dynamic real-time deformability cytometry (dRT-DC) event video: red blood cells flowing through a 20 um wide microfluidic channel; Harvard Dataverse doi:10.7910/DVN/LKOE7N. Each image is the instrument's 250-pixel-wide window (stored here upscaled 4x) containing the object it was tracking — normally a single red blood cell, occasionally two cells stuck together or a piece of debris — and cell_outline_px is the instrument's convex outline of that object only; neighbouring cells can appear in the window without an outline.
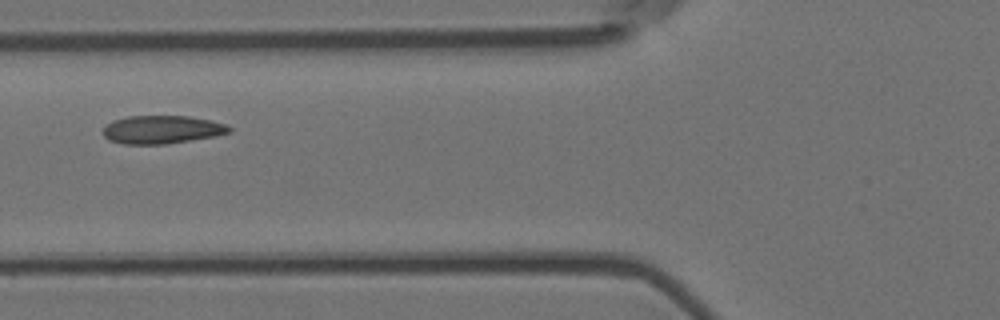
{"species": "Egyptian fruit bat (a non-hibernating species)", "species_latin": "Rousettus aegyptiacus", "temperature_condition": "room temperature", "stored_images_in_passage": 6, "camera_frame_rate_fps": 3000, "um_per_image_px": 0.085, "animal": {"sex": "female"}, "frame": {"image": 1, "passage_image": 4, "time_ms": 1.0, "image_size_px": [1000, 320], "cell_outline_px": [[232, 132], [216, 136], [164, 144], [124, 144], [108, 140], [100, 132], [104, 124], [112, 120], [128, 116], [188, 116], [212, 120], [224, 124], [232, 128]], "centroid_in_image_um": [13.71, 11.01], "position_along_channel_um": 112.1, "area_um2": 20.98}}
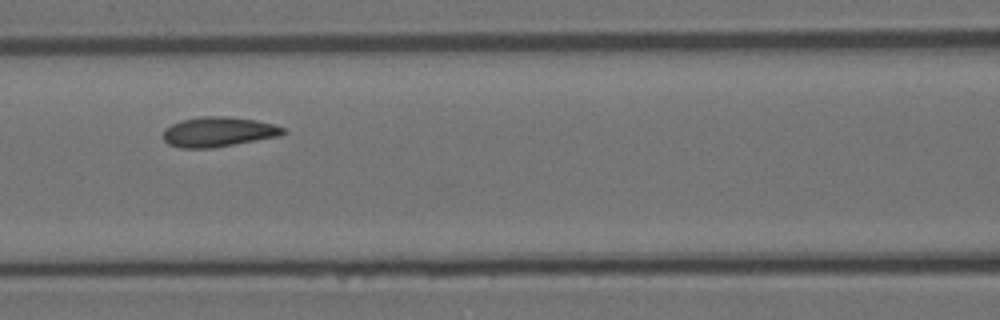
{"frame": {"image": 2, "passage_image": 5, "time_ms": 1.333, "image_size_px": [1000, 320], "cell_outline_px": [[284, 132], [280, 136], [212, 148], [180, 148], [168, 144], [164, 140], [164, 128], [180, 120], [200, 116], [228, 116], [256, 120], [276, 124], [284, 128]], "centroid_in_image_um": [18.55, 11.2], "position_along_channel_um": 148.1, "area_um2": 20.98}}
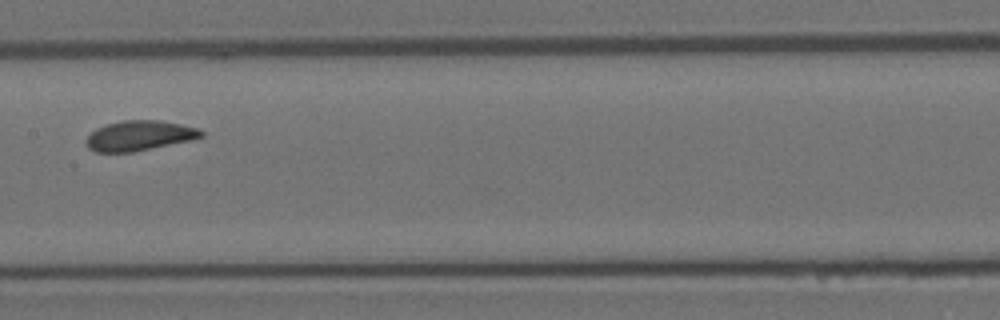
{"frame": {"image": 3, "passage_image": 6, "time_ms": 1.667, "image_size_px": [1000, 320], "cell_outline_px": [[204, 136], [192, 140], [132, 152], [96, 152], [88, 148], [84, 140], [96, 128], [108, 124], [124, 120], [160, 120], [180, 124], [196, 128], [204, 132]], "centroid_in_image_um": [11.84, 11.53], "position_along_channel_um": 195.6, "area_um2": 20.06}}